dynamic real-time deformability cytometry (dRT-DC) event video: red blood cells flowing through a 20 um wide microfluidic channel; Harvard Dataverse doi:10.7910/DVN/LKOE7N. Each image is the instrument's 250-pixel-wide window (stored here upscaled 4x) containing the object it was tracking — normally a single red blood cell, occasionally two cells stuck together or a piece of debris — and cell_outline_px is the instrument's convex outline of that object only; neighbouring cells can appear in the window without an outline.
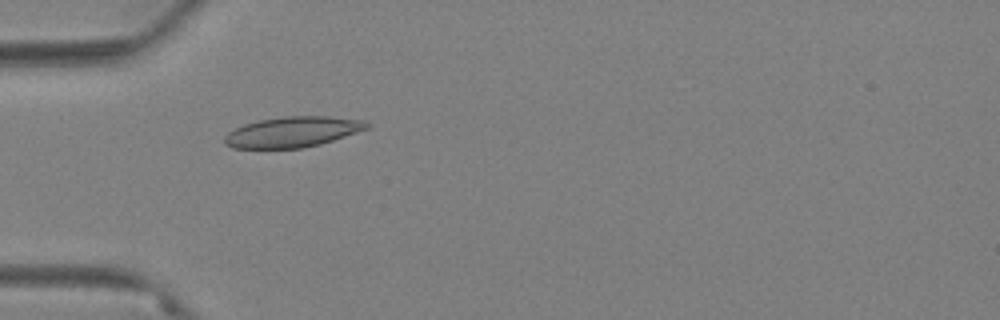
{"species": "Egyptian fruit bat (a non-hibernating species)", "species_latin": "Rousettus aegyptiacus", "temperature_condition": "warm", "stored_images_in_passage": 63, "camera_frame_rate_fps": 3000, "um_per_image_px": 0.085, "animal": {"sex": "female"}, "frame": {"image": 1, "passage_image": 21, "time_ms": 6.667, "image_size_px": [1000, 320], "cell_outline_px": [[372, 124], [368, 128], [320, 144], [304, 148], [232, 148], [224, 144], [224, 136], [228, 132], [244, 124], [260, 120], [284, 116], [328, 116], [364, 120]], "centroid_in_image_um": [24.86, 11.21], "position_along_channel_um": 60.1, "area_um2": 25.26}}
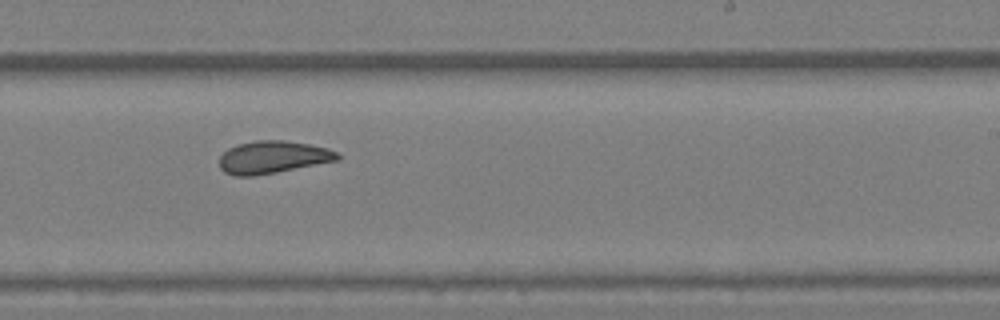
{"frame": {"image": 2, "passage_image": 40, "time_ms": 13.0, "image_size_px": [1000, 320], "cell_outline_px": [[340, 160], [276, 172], [252, 176], [236, 176], [224, 172], [220, 168], [220, 156], [228, 148], [236, 144], [256, 140], [284, 140], [308, 144], [328, 148], [336, 152], [340, 156]], "centroid_in_image_um": [23.18, 13.35], "position_along_channel_um": 265.8, "area_um2": 22.37}}
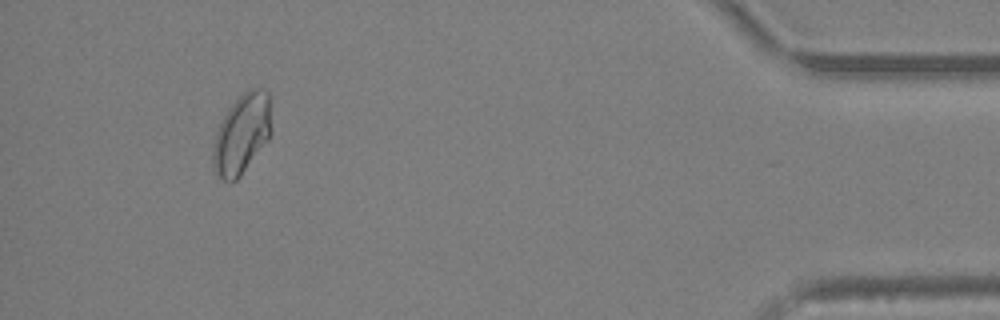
{"frame": {"image": 3, "passage_image": 59, "time_ms": 19.333, "image_size_px": [1000, 320], "cell_outline_px": [[272, 132], [268, 140], [240, 176], [236, 180], [224, 180], [216, 176], [212, 168], [212, 148], [216, 132], [228, 108], [248, 88], [264, 88], [268, 92], [272, 128]], "centroid_in_image_um": [20.55, 11.38], "position_along_channel_um": 414.6, "area_um2": 27.34}, "authors_computed_cell_mechanics": {"area_um2": 24.2182, "velocity_mm_per_s": 3.3243, "shape_relaxation_time_tau1_ms": null, "shape_relaxation_time_tau2_ms": 3.0624, "deformation_change_tau1": null, "deformation_change_tau2": 0.0683}}